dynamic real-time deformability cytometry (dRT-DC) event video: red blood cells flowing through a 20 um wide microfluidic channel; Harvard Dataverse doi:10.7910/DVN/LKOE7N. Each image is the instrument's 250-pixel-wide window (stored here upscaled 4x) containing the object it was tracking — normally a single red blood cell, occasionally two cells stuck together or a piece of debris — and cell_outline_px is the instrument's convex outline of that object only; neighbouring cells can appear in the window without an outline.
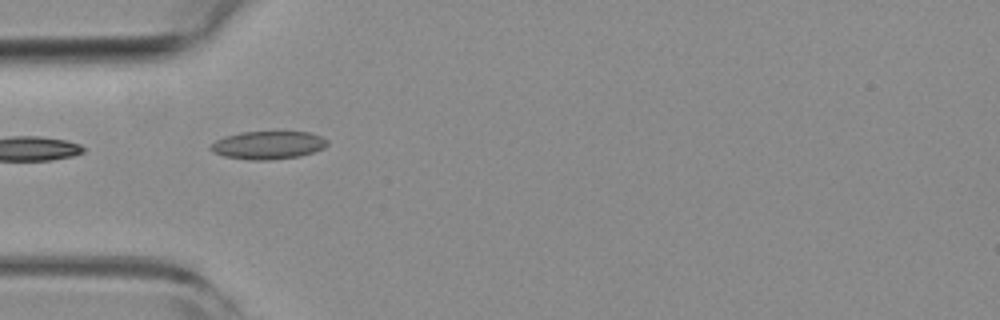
{"species": "common noctule bat (a hibernating species)", "species_latin": "Nyctalus noctula", "temperature_condition": "room temperature", "stored_images_in_passage": 6, "camera_frame_rate_fps": 3000, "um_per_image_px": 0.085, "animal": {"sex": "female", "body_mass_g": 19.3, "forearm_length_mm": 54.1}, "frame": {"image": 1, "passage_image": 1, "time_ms": 0.0, "image_size_px": [1000, 320], "cell_outline_px": [[328, 144], [324, 148], [300, 156], [268, 160], [252, 160], [224, 156], [208, 148], [216, 140], [224, 136], [240, 132], [312, 132], [328, 140]], "centroid_in_image_um": [22.81, 12.33], "position_along_channel_um": 62.2, "area_um2": 18.96}}